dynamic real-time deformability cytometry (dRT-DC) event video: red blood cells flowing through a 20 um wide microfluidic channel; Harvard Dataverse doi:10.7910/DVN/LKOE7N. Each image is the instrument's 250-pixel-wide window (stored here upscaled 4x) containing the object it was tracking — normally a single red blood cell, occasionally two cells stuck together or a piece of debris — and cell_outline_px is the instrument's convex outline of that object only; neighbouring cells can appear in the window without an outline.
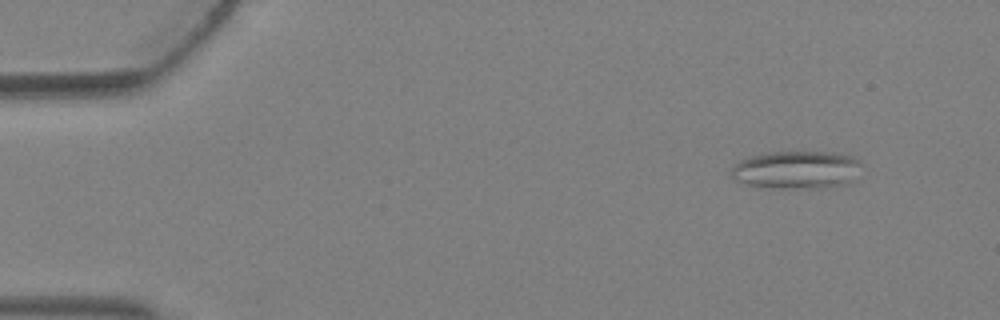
{"species": "Egyptian fruit bat (a non-hibernating species)", "species_latin": "Rousettus aegyptiacus", "temperature_condition": "warm", "stored_images_in_passage": 5, "camera_frame_rate_fps": 3000, "um_per_image_px": 0.085, "animal": {"sex": "female"}, "frame": {"image": 1, "passage_image": 5, "time_ms": 1.333, "image_size_px": [1000, 320], "cell_outline_px": [[860, 164], [856, 180], [848, 184], [824, 188], [772, 188], [748, 184], [736, 180], [728, 172], [740, 160], [748, 156], [768, 152], [832, 152], [852, 156], [860, 160]], "centroid_in_image_um": [67.74, 14.44], "position_along_channel_um": 17.3, "area_um2": 29.13}}